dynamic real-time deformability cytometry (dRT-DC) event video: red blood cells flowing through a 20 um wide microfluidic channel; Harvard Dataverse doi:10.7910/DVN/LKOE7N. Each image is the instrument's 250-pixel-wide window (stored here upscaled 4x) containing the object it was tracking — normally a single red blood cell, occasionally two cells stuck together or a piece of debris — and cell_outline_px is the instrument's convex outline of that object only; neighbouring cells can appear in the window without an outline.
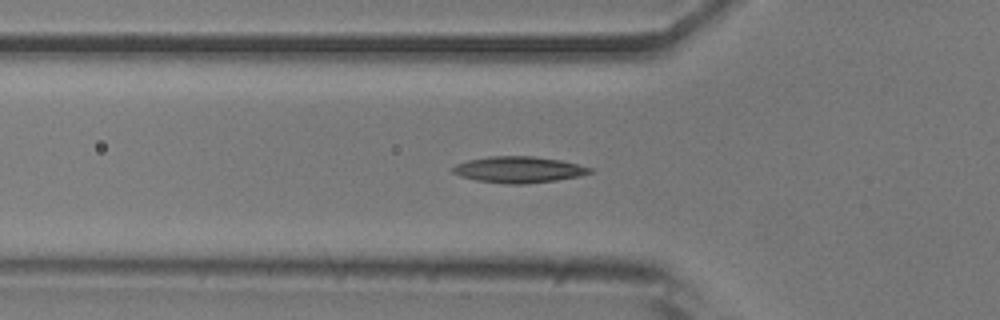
{"species": "common noctule bat (a hibernating species)", "species_latin": "Nyctalus noctula", "temperature_condition": "room temperature", "stored_images_in_passage": 50, "camera_frame_rate_fps": 3000, "um_per_image_px": 0.085, "animal": {"sex": "male", "body_mass_g": 20.5, "forearm_length_mm": 52.5}, "frame": {"image": 1, "passage_image": 16, "time_ms": 5.0, "image_size_px": [1000, 320], "cell_outline_px": [[596, 172], [580, 176], [556, 180], [524, 184], [512, 184], [476, 180], [460, 176], [452, 172], [452, 168], [456, 164], [468, 160], [488, 156], [532, 156], [560, 160], [592, 168]], "centroid_in_image_um": [44.1, 14.41], "position_along_channel_um": 81.7, "area_um2": 20.92}}
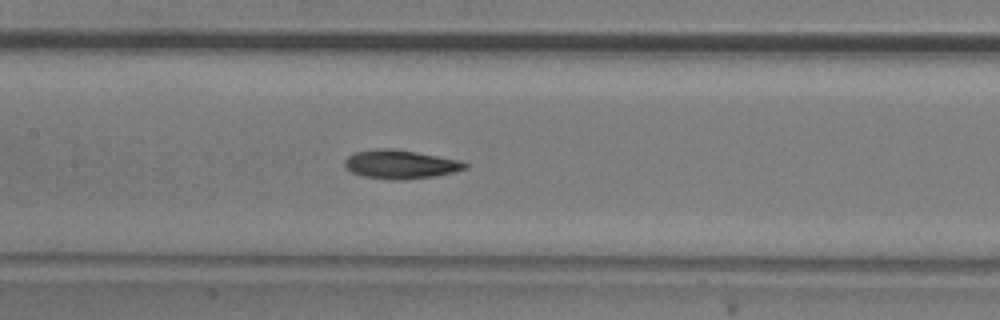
{"frame": {"image": 2, "passage_image": 23, "time_ms": 7.333, "image_size_px": [1000, 320], "cell_outline_px": [[468, 168], [436, 176], [396, 180], [364, 176], [352, 172], [344, 164], [344, 160], [348, 156], [356, 152], [376, 148], [392, 148], [460, 160], [468, 164]], "centroid_in_image_um": [34.04, 13.96], "position_along_channel_um": 173.4, "area_um2": 19.88}}
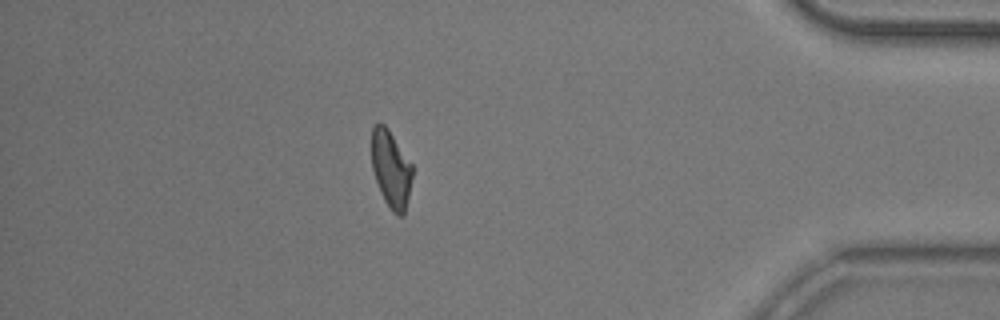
{"frame": {"image": 3, "passage_image": 44, "time_ms": 14.333, "image_size_px": [1000, 320], "cell_outline_px": [[412, 176], [404, 216], [396, 216], [392, 212], [384, 200], [380, 192], [372, 168], [372, 128], [376, 124], [384, 124], [388, 128], [412, 164]], "centroid_in_image_um": [33.23, 14.39], "position_along_channel_um": 402.0, "area_um2": 18.21}}